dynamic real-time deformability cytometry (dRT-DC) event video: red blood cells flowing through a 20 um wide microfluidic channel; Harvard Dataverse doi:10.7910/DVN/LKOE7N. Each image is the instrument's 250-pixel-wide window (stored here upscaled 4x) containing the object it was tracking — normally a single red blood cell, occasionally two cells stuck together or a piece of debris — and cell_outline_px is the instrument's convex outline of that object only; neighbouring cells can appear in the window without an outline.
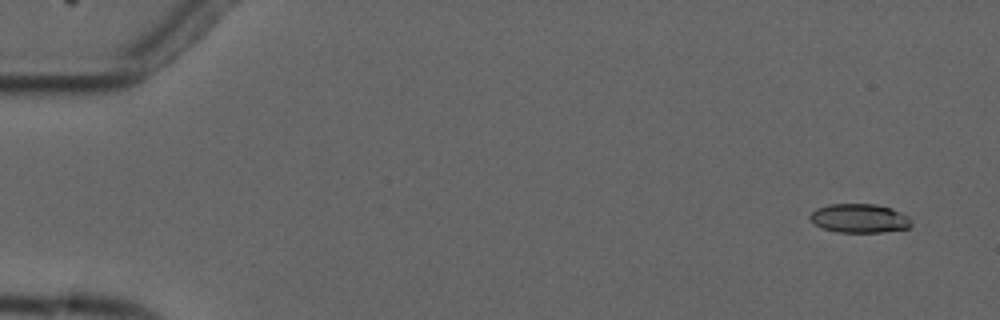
{"species": "common noctule bat (a hibernating species)", "species_latin": "Nyctalus noctula", "temperature_condition": "cold", "stored_images_in_passage": 5, "camera_frame_rate_fps": 3000, "um_per_image_px": 0.085, "animal": {"sex": "male", "forearm_length_mm": 52.5}, "frame": {"image": 1, "passage_image": 2, "time_ms": 1.0, "image_size_px": [1000, 320], "cell_outline_px": [[912, 224], [908, 228], [884, 232], [836, 232], [824, 228], [816, 224], [808, 216], [816, 208], [828, 204], [876, 204], [892, 208], [908, 216], [912, 220]], "centroid_in_image_um": [73.08, 18.55], "position_along_channel_um": 11.9, "area_um2": 17.11}}